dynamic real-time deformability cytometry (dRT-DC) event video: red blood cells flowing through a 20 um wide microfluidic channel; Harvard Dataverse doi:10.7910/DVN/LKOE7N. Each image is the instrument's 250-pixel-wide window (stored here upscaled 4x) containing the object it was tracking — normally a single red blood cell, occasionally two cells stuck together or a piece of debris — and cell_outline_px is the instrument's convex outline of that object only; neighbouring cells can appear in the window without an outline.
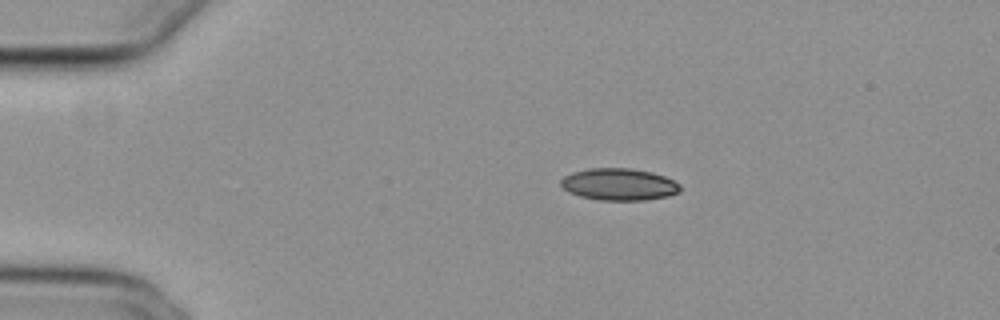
{"species": "common noctule bat (a hibernating species)", "species_latin": "Nyctalus noctula", "temperature_condition": "cold", "stored_images_in_passage": 21, "camera_frame_rate_fps": 3000, "um_per_image_px": 0.085, "animal": {"sex": "female", "body_mass_g": 29.2, "forearm_length_mm": 56.3}, "frame": {"image": 1, "passage_image": 1, "time_ms": 0.0, "image_size_px": [1000, 320], "cell_outline_px": [[680, 192], [668, 196], [644, 200], [600, 200], [580, 196], [568, 192], [560, 184], [560, 180], [564, 176], [572, 172], [588, 168], [628, 168], [652, 172], [664, 176], [680, 184]], "centroid_in_image_um": [52.6, 15.67], "position_along_channel_um": 32.4, "area_um2": 22.25}}
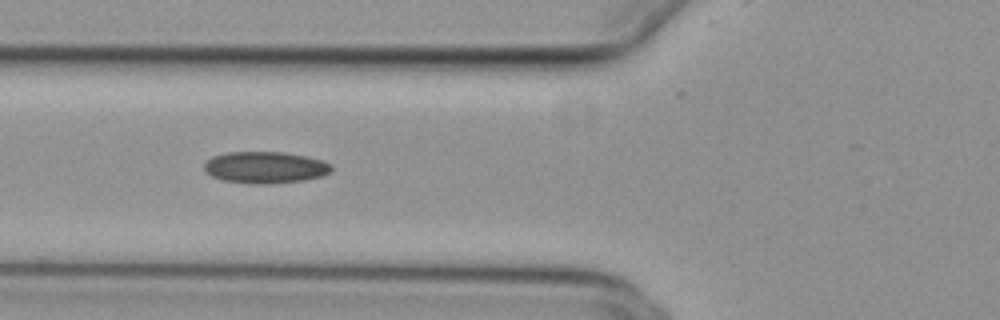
{"frame": {"image": 2, "passage_image": 11, "time_ms": 3.333, "image_size_px": [1000, 320], "cell_outline_px": [[332, 172], [324, 176], [304, 180], [272, 184], [248, 184], [224, 180], [212, 176], [204, 172], [204, 164], [212, 156], [228, 152], [284, 152], [308, 156], [324, 160], [332, 164]], "centroid_in_image_um": [22.59, 14.23], "position_along_channel_um": 103.2, "area_um2": 23.93}}
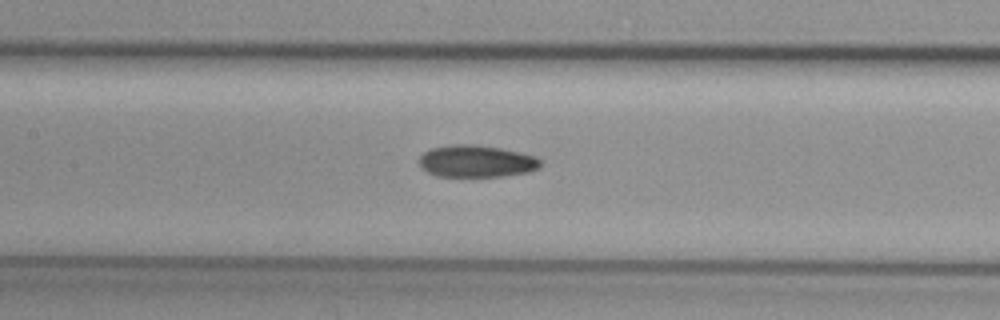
{"frame": {"image": 3, "passage_image": 16, "time_ms": 5.0, "image_size_px": [1000, 320], "cell_outline_px": [[540, 168], [532, 172], [504, 176], [436, 176], [428, 172], [420, 164], [420, 156], [424, 152], [432, 148], [456, 144], [472, 144], [500, 148], [520, 152], [536, 156], [540, 160]], "centroid_in_image_um": [40.55, 13.71], "position_along_channel_um": 166.9, "area_um2": 22.6}}